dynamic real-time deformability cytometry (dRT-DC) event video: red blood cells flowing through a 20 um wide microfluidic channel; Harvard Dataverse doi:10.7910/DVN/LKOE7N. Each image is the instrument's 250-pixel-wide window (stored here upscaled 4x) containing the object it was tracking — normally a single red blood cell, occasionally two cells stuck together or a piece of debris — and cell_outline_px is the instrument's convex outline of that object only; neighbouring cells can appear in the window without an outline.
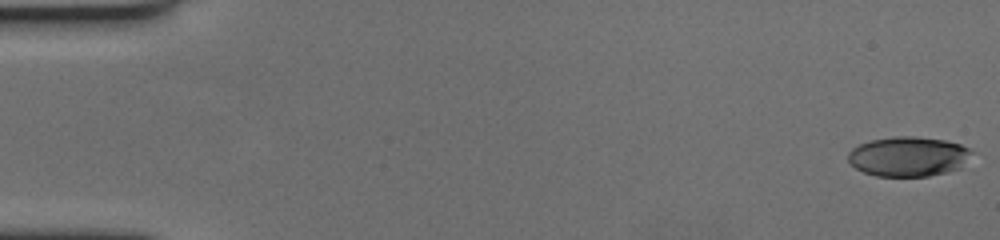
{"species": "human", "species_latin": "Homo sapiens", "temperature_condition": "cold", "stored_images_in_passage": 60, "camera_frame_rate_fps": 3000, "um_per_image_px": 0.085, "donor": {"sex": "female"}, "frame": {"image": 1, "passage_image": 1, "time_ms": 0.0, "image_size_px": [1000, 240], "cell_outline_px": [[976, 152], [960, 168], [948, 172], [928, 176], [876, 176], [864, 172], [856, 168], [848, 160], [848, 152], [852, 148], [860, 144], [872, 140], [892, 136], [916, 136], [944, 140], [960, 144], [972, 148]], "centroid_in_image_um": [77.26, 13.29], "position_along_channel_um": 7.7, "area_um2": 28.96}}
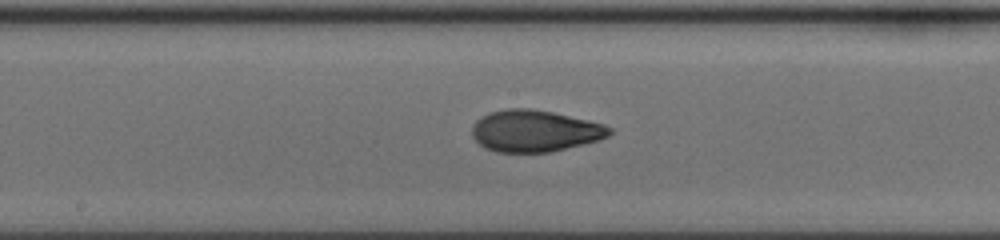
{"frame": {"image": 2, "passage_image": 32, "time_ms": 10.333, "image_size_px": [1000, 240], "cell_outline_px": [[612, 132], [608, 136], [600, 140], [548, 152], [496, 152], [484, 148], [472, 136], [472, 124], [480, 116], [488, 112], [508, 108], [532, 108], [552, 112], [588, 120], [604, 124], [612, 128]], "centroid_in_image_um": [45.43, 11.12], "position_along_channel_um": 202.8, "area_um2": 33.52}}
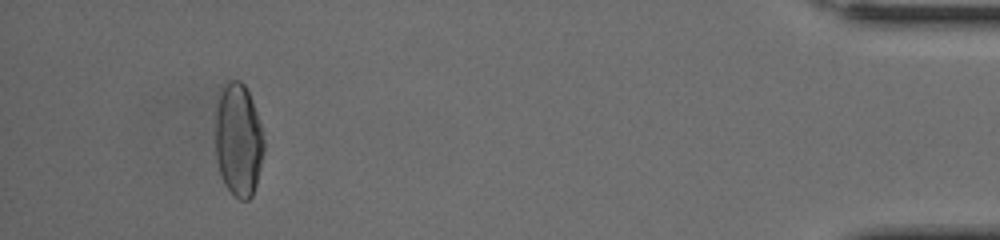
{"frame": {"image": 3, "passage_image": 56, "time_ms": 18.333, "image_size_px": [1000, 240], "cell_outline_px": [[264, 148], [256, 184], [252, 196], [248, 200], [240, 200], [224, 184], [216, 160], [216, 108], [220, 92], [228, 80], [240, 80], [244, 84], [248, 92], [256, 112], [260, 124], [264, 140]], "centroid_in_image_um": [20.25, 11.89], "position_along_channel_um": 414.9, "area_um2": 31.67}, "authors_computed_cell_mechanics": {"area_um2": 32.1079, "velocity_mm_per_s": 3.4884, "shape_relaxation_time_tau1_ms": 5.189, "shape_relaxation_time_tau2_ms": 1.9033, "deformation_change_tau1": 0.2148, "deformation_change_tau2": 0.075}}